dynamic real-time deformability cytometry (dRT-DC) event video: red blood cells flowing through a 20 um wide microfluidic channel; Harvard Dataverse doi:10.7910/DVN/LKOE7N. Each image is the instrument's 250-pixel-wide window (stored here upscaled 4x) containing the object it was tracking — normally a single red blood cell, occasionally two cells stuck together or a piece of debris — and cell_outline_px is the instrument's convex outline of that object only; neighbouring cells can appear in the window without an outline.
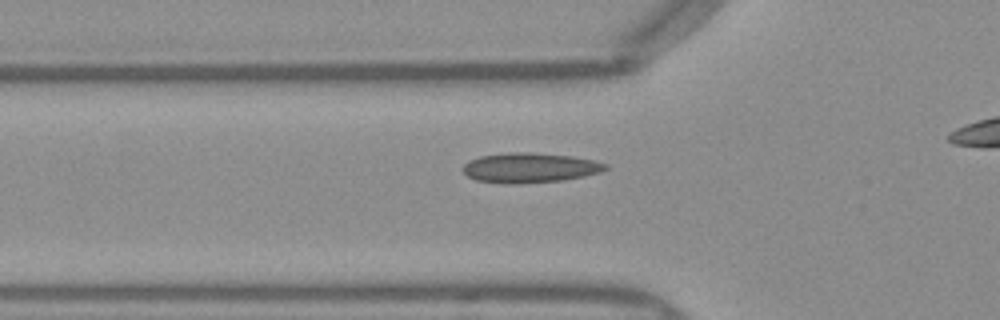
{"species": "Egyptian fruit bat (a non-hibernating species)", "species_latin": "Rousettus aegyptiacus", "temperature_condition": "warm", "stored_images_in_passage": 29, "camera_frame_rate_fps": 3000, "um_per_image_px": 0.085, "frame": {"image": 1, "passage_image": 2, "time_ms": 0.333, "image_size_px": [1000, 320], "cell_outline_px": [[608, 168], [600, 172], [584, 176], [564, 180], [520, 184], [504, 184], [476, 180], [468, 176], [464, 172], [464, 164], [468, 160], [480, 156], [512, 152], [532, 152], [572, 156], [592, 160], [608, 164]], "centroid_in_image_um": [45.03, 14.26], "position_along_channel_um": 80.8, "area_um2": 24.91}}
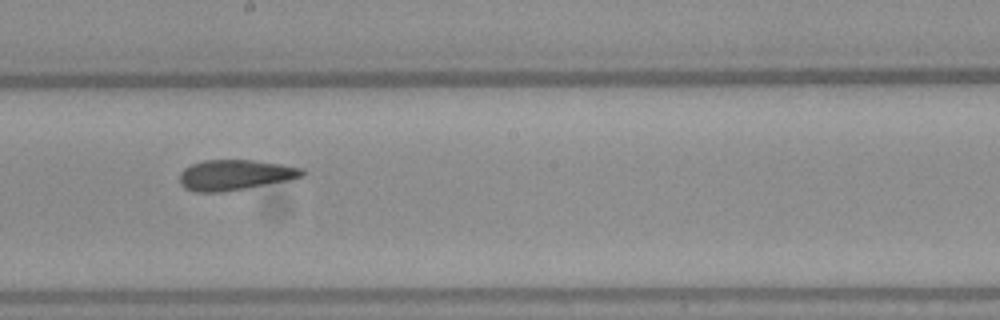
{"frame": {"image": 2, "passage_image": 13, "time_ms": 4.0, "image_size_px": [1000, 320], "cell_outline_px": [[304, 176], [288, 180], [244, 188], [220, 192], [196, 192], [184, 188], [180, 184], [180, 172], [184, 168], [192, 164], [204, 160], [252, 160], [284, 164], [304, 168]], "centroid_in_image_um": [19.97, 14.86], "position_along_channel_um": 228.2, "area_um2": 21.68}}
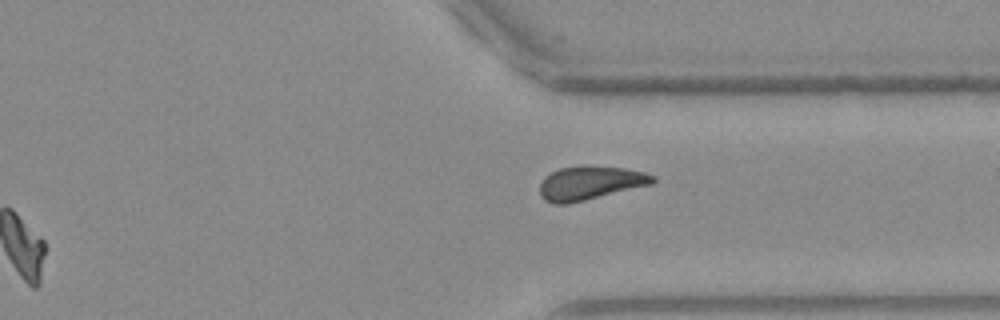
{"frame": {"image": 3, "passage_image": 23, "time_ms": 7.333, "image_size_px": [1000, 320], "cell_outline_px": [[656, 180], [652, 184], [568, 204], [552, 204], [544, 200], [540, 196], [540, 184], [544, 176], [560, 168], [624, 168], [644, 172], [656, 176]], "centroid_in_image_um": [50.14, 15.6], "position_along_channel_um": 361.3, "area_um2": 21.56}, "authors_computed_cell_mechanics": {"area_um2": 22.0796, "velocity_mm_per_s": 3.9967, "shape_relaxation_time_tau1_ms": null, "shape_relaxation_time_tau2_ms": 3.3594, "deformation_change_tau1": null, "deformation_change_tau2": 0.0975}}